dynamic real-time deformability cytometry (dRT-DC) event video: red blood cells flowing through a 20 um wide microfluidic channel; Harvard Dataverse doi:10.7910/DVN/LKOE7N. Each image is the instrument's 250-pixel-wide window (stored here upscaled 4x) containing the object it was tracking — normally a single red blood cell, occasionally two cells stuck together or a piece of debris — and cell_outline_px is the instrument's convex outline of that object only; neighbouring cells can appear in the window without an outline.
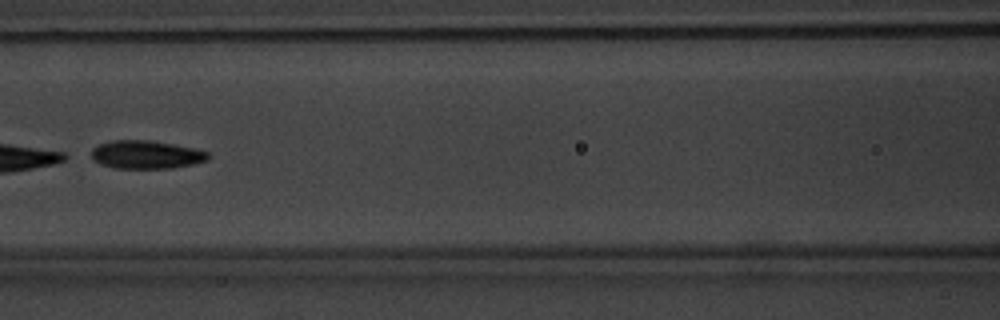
{"species": "common noctule bat (a hibernating species)", "species_latin": "Nyctalus noctula", "temperature_condition": "warm", "stored_images_in_passage": 7, "camera_frame_rate_fps": 3000, "um_per_image_px": 0.085, "animal": {"sex": "male", "body_mass_g": 20.1, "forearm_length_mm": 53.5}, "frame": {"image": 1, "passage_image": 7, "time_ms": 8.0, "image_size_px": [1000, 320], "cell_outline_px": [[208, 160], [192, 164], [172, 168], [112, 168], [100, 164], [92, 160], [92, 148], [100, 144], [112, 140], [148, 140], [172, 144], [192, 148], [208, 152]], "centroid_in_image_um": [12.38, 13.15], "position_along_channel_um": 154.2, "area_um2": 19.07}}